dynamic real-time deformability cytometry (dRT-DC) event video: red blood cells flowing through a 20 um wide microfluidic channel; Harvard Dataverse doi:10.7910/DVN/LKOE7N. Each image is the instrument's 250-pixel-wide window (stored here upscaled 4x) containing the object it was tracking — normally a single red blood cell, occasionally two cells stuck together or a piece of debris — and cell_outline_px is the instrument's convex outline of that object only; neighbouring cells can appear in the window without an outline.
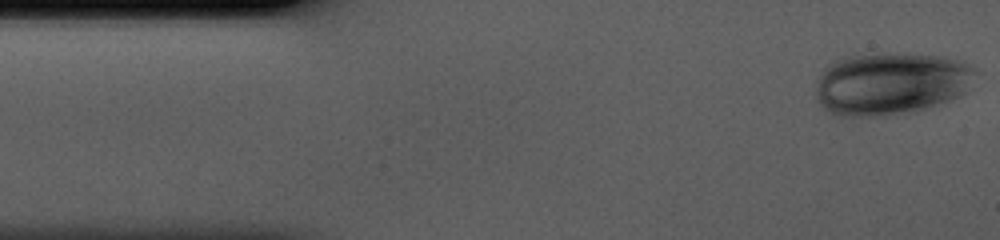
{"species": "human", "species_latin": "Homo sapiens", "temperature_condition": "cold", "stored_images_in_passage": 42, "camera_frame_rate_fps": 3000, "um_per_image_px": 0.085, "donor": {"sex": "male"}, "frame": {"image": 1, "passage_image": 1, "time_ms": 0.0, "image_size_px": [1000, 240], "cell_outline_px": [[976, 72], [964, 92], [960, 96], [916, 112], [888, 116], [832, 116], [816, 100], [816, 80], [824, 68], [832, 60], [840, 56], [884, 52], [944, 56], [956, 60], [972, 68]], "centroid_in_image_um": [75.62, 7.1], "position_along_channel_um": 9.4, "area_um2": 59.01}}
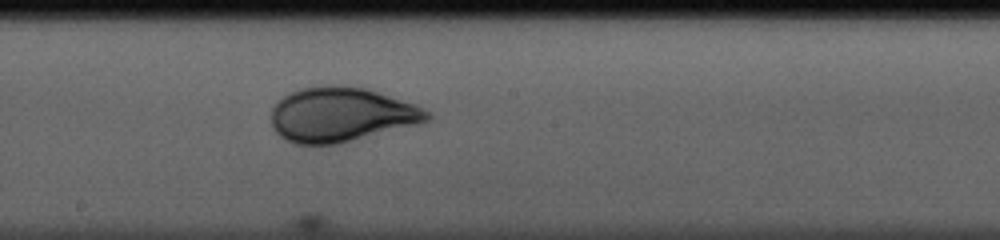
{"frame": {"image": 2, "passage_image": 22, "time_ms": 7.0, "image_size_px": [1000, 240], "cell_outline_px": [[432, 116], [428, 120], [420, 124], [336, 144], [296, 144], [280, 136], [276, 132], [272, 124], [272, 108], [288, 92], [300, 88], [328, 84], [344, 84], [368, 88], [416, 104], [432, 112]], "centroid_in_image_um": [29.05, 9.71], "position_along_channel_um": 219.2, "area_um2": 50.0}}
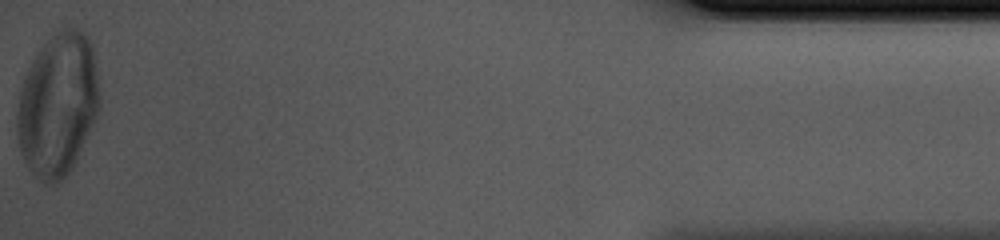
{"frame": {"image": 3, "passage_image": 42, "time_ms": 13.667, "image_size_px": [1000, 240], "cell_outline_px": [[100, 108], [76, 160], [72, 168], [56, 184], [44, 184], [28, 168], [20, 152], [16, 128], [16, 112], [20, 88], [28, 68], [32, 60], [40, 48], [64, 24], [80, 28], [88, 36], [96, 52], [100, 96]], "centroid_in_image_um": [4.93, 8.83], "position_along_channel_um": 430.3, "area_um2": 69.76}}